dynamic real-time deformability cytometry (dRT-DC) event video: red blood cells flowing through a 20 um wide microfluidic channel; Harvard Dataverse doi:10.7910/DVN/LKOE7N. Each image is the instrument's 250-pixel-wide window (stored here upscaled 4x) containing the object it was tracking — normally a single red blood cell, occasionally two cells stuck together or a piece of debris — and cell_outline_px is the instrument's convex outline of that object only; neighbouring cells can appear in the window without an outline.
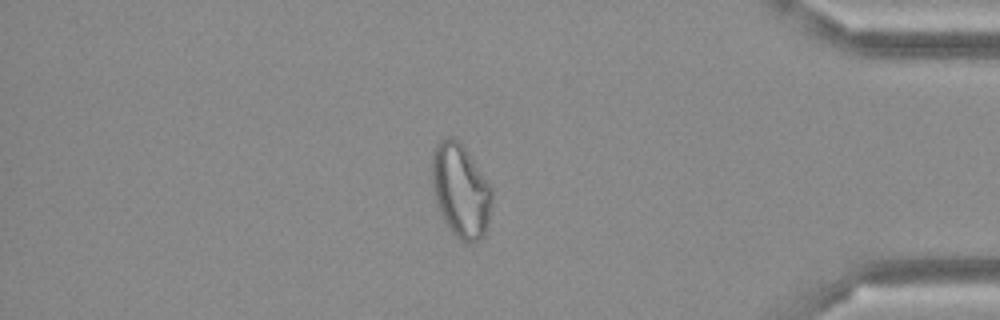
{"species": "Egyptian fruit bat (a non-hibernating species)", "species_latin": "Rousettus aegyptiacus", "temperature_condition": "cold", "stored_images_in_passage": 49, "camera_frame_rate_fps": 3000, "um_per_image_px": 0.085, "frame": {"image": 1, "passage_image": 42, "time_ms": 13.667, "image_size_px": [1000, 320], "cell_outline_px": [[492, 200], [488, 220], [484, 236], [480, 240], [472, 244], [456, 236], [448, 228], [440, 216], [436, 208], [432, 188], [432, 152], [436, 144], [440, 140], [448, 136], [452, 136], [464, 148], [492, 188]], "centroid_in_image_um": [39.12, 16.23], "position_along_channel_um": 396.1, "area_um2": 32.77}}